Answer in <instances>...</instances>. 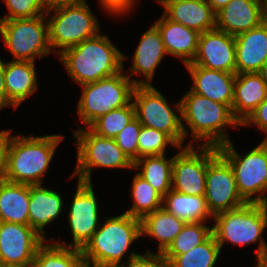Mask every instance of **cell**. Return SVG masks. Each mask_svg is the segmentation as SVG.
Instances as JSON below:
<instances>
[{
	"label": "cell",
	"instance_id": "1",
	"mask_svg": "<svg viewBox=\"0 0 267 267\" xmlns=\"http://www.w3.org/2000/svg\"><path fill=\"white\" fill-rule=\"evenodd\" d=\"M4 149L3 179L20 184H42L63 135L10 136Z\"/></svg>",
	"mask_w": 267,
	"mask_h": 267
},
{
	"label": "cell",
	"instance_id": "2",
	"mask_svg": "<svg viewBox=\"0 0 267 267\" xmlns=\"http://www.w3.org/2000/svg\"><path fill=\"white\" fill-rule=\"evenodd\" d=\"M127 57L100 32L83 42L65 49L59 60L68 75L80 85L97 82L124 70Z\"/></svg>",
	"mask_w": 267,
	"mask_h": 267
},
{
	"label": "cell",
	"instance_id": "3",
	"mask_svg": "<svg viewBox=\"0 0 267 267\" xmlns=\"http://www.w3.org/2000/svg\"><path fill=\"white\" fill-rule=\"evenodd\" d=\"M104 222L81 249L86 266L125 267L140 255L131 251L128 261L122 262L130 245L141 237V220L125 212Z\"/></svg>",
	"mask_w": 267,
	"mask_h": 267
},
{
	"label": "cell",
	"instance_id": "4",
	"mask_svg": "<svg viewBox=\"0 0 267 267\" xmlns=\"http://www.w3.org/2000/svg\"><path fill=\"white\" fill-rule=\"evenodd\" d=\"M180 101L185 139L189 134L187 129L189 127L193 142L204 139L205 142H202V145L219 147L231 141L225 130L227 126L230 125L233 128L241 126L227 104L212 101L194 93L191 89ZM183 121L187 123V127Z\"/></svg>",
	"mask_w": 267,
	"mask_h": 267
},
{
	"label": "cell",
	"instance_id": "5",
	"mask_svg": "<svg viewBox=\"0 0 267 267\" xmlns=\"http://www.w3.org/2000/svg\"><path fill=\"white\" fill-rule=\"evenodd\" d=\"M214 235L220 248L224 243L248 246L259 241L256 259H267V243L262 235L267 227V204L245 203L244 205L213 216Z\"/></svg>",
	"mask_w": 267,
	"mask_h": 267
},
{
	"label": "cell",
	"instance_id": "6",
	"mask_svg": "<svg viewBox=\"0 0 267 267\" xmlns=\"http://www.w3.org/2000/svg\"><path fill=\"white\" fill-rule=\"evenodd\" d=\"M49 44L58 55L100 32L97 18L90 10L87 1L59 2L49 5L48 16ZM57 49V50H55Z\"/></svg>",
	"mask_w": 267,
	"mask_h": 267
},
{
	"label": "cell",
	"instance_id": "7",
	"mask_svg": "<svg viewBox=\"0 0 267 267\" xmlns=\"http://www.w3.org/2000/svg\"><path fill=\"white\" fill-rule=\"evenodd\" d=\"M123 71L94 83L81 85L82 95L78 102L80 120L89 127L99 117L111 110L128 105L133 99L136 85H144L143 80L130 79Z\"/></svg>",
	"mask_w": 267,
	"mask_h": 267
},
{
	"label": "cell",
	"instance_id": "8",
	"mask_svg": "<svg viewBox=\"0 0 267 267\" xmlns=\"http://www.w3.org/2000/svg\"><path fill=\"white\" fill-rule=\"evenodd\" d=\"M217 149L234 171L240 196L247 203L267 204V140L244 156L235 150L231 141Z\"/></svg>",
	"mask_w": 267,
	"mask_h": 267
},
{
	"label": "cell",
	"instance_id": "9",
	"mask_svg": "<svg viewBox=\"0 0 267 267\" xmlns=\"http://www.w3.org/2000/svg\"><path fill=\"white\" fill-rule=\"evenodd\" d=\"M76 138L77 165L71 178L78 176V181L91 183L94 167L134 169V163L119 148L115 139L94 133L89 127L78 128Z\"/></svg>",
	"mask_w": 267,
	"mask_h": 267
},
{
	"label": "cell",
	"instance_id": "10",
	"mask_svg": "<svg viewBox=\"0 0 267 267\" xmlns=\"http://www.w3.org/2000/svg\"><path fill=\"white\" fill-rule=\"evenodd\" d=\"M135 117L141 125L167 134L179 147L183 146L185 135L182 128L181 101L173 111L161 91L151 85H136L132 95Z\"/></svg>",
	"mask_w": 267,
	"mask_h": 267
},
{
	"label": "cell",
	"instance_id": "11",
	"mask_svg": "<svg viewBox=\"0 0 267 267\" xmlns=\"http://www.w3.org/2000/svg\"><path fill=\"white\" fill-rule=\"evenodd\" d=\"M47 15L33 18L0 20V34L14 61L35 62L50 55ZM46 19V20H45Z\"/></svg>",
	"mask_w": 267,
	"mask_h": 267
},
{
	"label": "cell",
	"instance_id": "12",
	"mask_svg": "<svg viewBox=\"0 0 267 267\" xmlns=\"http://www.w3.org/2000/svg\"><path fill=\"white\" fill-rule=\"evenodd\" d=\"M204 197L212 216L247 203L239 194L231 165L215 146H208V167Z\"/></svg>",
	"mask_w": 267,
	"mask_h": 267
},
{
	"label": "cell",
	"instance_id": "13",
	"mask_svg": "<svg viewBox=\"0 0 267 267\" xmlns=\"http://www.w3.org/2000/svg\"><path fill=\"white\" fill-rule=\"evenodd\" d=\"M197 147H200L198 151L194 150L189 142L185 147H179V152L174 155L172 190L188 195H205L208 146Z\"/></svg>",
	"mask_w": 267,
	"mask_h": 267
},
{
	"label": "cell",
	"instance_id": "14",
	"mask_svg": "<svg viewBox=\"0 0 267 267\" xmlns=\"http://www.w3.org/2000/svg\"><path fill=\"white\" fill-rule=\"evenodd\" d=\"M95 196L92 182L78 181L68 213L73 242L67 244L63 241V246L82 249L99 228V207Z\"/></svg>",
	"mask_w": 267,
	"mask_h": 267
},
{
	"label": "cell",
	"instance_id": "15",
	"mask_svg": "<svg viewBox=\"0 0 267 267\" xmlns=\"http://www.w3.org/2000/svg\"><path fill=\"white\" fill-rule=\"evenodd\" d=\"M45 241L30 225L0 222V263L29 267Z\"/></svg>",
	"mask_w": 267,
	"mask_h": 267
},
{
	"label": "cell",
	"instance_id": "16",
	"mask_svg": "<svg viewBox=\"0 0 267 267\" xmlns=\"http://www.w3.org/2000/svg\"><path fill=\"white\" fill-rule=\"evenodd\" d=\"M189 64L236 73L235 36L217 28L201 33L197 54Z\"/></svg>",
	"mask_w": 267,
	"mask_h": 267
},
{
	"label": "cell",
	"instance_id": "17",
	"mask_svg": "<svg viewBox=\"0 0 267 267\" xmlns=\"http://www.w3.org/2000/svg\"><path fill=\"white\" fill-rule=\"evenodd\" d=\"M264 21L263 0H230L216 14V28L237 36Z\"/></svg>",
	"mask_w": 267,
	"mask_h": 267
},
{
	"label": "cell",
	"instance_id": "18",
	"mask_svg": "<svg viewBox=\"0 0 267 267\" xmlns=\"http://www.w3.org/2000/svg\"><path fill=\"white\" fill-rule=\"evenodd\" d=\"M185 66L192 77L191 90L194 93L227 104L232 109L236 73L211 70L195 64Z\"/></svg>",
	"mask_w": 267,
	"mask_h": 267
},
{
	"label": "cell",
	"instance_id": "19",
	"mask_svg": "<svg viewBox=\"0 0 267 267\" xmlns=\"http://www.w3.org/2000/svg\"><path fill=\"white\" fill-rule=\"evenodd\" d=\"M163 15L172 21L203 33L216 28V14L206 0H157Z\"/></svg>",
	"mask_w": 267,
	"mask_h": 267
},
{
	"label": "cell",
	"instance_id": "20",
	"mask_svg": "<svg viewBox=\"0 0 267 267\" xmlns=\"http://www.w3.org/2000/svg\"><path fill=\"white\" fill-rule=\"evenodd\" d=\"M236 74L258 73L267 58V22L235 36Z\"/></svg>",
	"mask_w": 267,
	"mask_h": 267
},
{
	"label": "cell",
	"instance_id": "21",
	"mask_svg": "<svg viewBox=\"0 0 267 267\" xmlns=\"http://www.w3.org/2000/svg\"><path fill=\"white\" fill-rule=\"evenodd\" d=\"M154 24L159 29L167 54L180 58L184 65L192 63L197 54L200 33L167 19L163 14Z\"/></svg>",
	"mask_w": 267,
	"mask_h": 267
},
{
	"label": "cell",
	"instance_id": "22",
	"mask_svg": "<svg viewBox=\"0 0 267 267\" xmlns=\"http://www.w3.org/2000/svg\"><path fill=\"white\" fill-rule=\"evenodd\" d=\"M167 52L162 41L158 27L153 24L145 33L142 34L141 40L133 55L130 72L126 75L130 78L133 73L142 74L146 79L144 85H151L155 75L156 67Z\"/></svg>",
	"mask_w": 267,
	"mask_h": 267
},
{
	"label": "cell",
	"instance_id": "23",
	"mask_svg": "<svg viewBox=\"0 0 267 267\" xmlns=\"http://www.w3.org/2000/svg\"><path fill=\"white\" fill-rule=\"evenodd\" d=\"M43 184L30 185V201L28 207L29 225L45 240L44 227L53 222L63 212L62 196Z\"/></svg>",
	"mask_w": 267,
	"mask_h": 267
},
{
	"label": "cell",
	"instance_id": "24",
	"mask_svg": "<svg viewBox=\"0 0 267 267\" xmlns=\"http://www.w3.org/2000/svg\"><path fill=\"white\" fill-rule=\"evenodd\" d=\"M267 98V88L258 73L236 74L232 113L240 124Z\"/></svg>",
	"mask_w": 267,
	"mask_h": 267
},
{
	"label": "cell",
	"instance_id": "25",
	"mask_svg": "<svg viewBox=\"0 0 267 267\" xmlns=\"http://www.w3.org/2000/svg\"><path fill=\"white\" fill-rule=\"evenodd\" d=\"M35 62H4V83L8 100L14 108L20 107L38 88Z\"/></svg>",
	"mask_w": 267,
	"mask_h": 267
},
{
	"label": "cell",
	"instance_id": "26",
	"mask_svg": "<svg viewBox=\"0 0 267 267\" xmlns=\"http://www.w3.org/2000/svg\"><path fill=\"white\" fill-rule=\"evenodd\" d=\"M30 185L0 179V222L29 225Z\"/></svg>",
	"mask_w": 267,
	"mask_h": 267
},
{
	"label": "cell",
	"instance_id": "27",
	"mask_svg": "<svg viewBox=\"0 0 267 267\" xmlns=\"http://www.w3.org/2000/svg\"><path fill=\"white\" fill-rule=\"evenodd\" d=\"M186 222L168 212L164 207L141 219V236L156 238L158 252L163 253L181 232Z\"/></svg>",
	"mask_w": 267,
	"mask_h": 267
},
{
	"label": "cell",
	"instance_id": "28",
	"mask_svg": "<svg viewBox=\"0 0 267 267\" xmlns=\"http://www.w3.org/2000/svg\"><path fill=\"white\" fill-rule=\"evenodd\" d=\"M163 207L179 219L187 222H206L213 216L204 196L188 195L170 190L163 197Z\"/></svg>",
	"mask_w": 267,
	"mask_h": 267
},
{
	"label": "cell",
	"instance_id": "29",
	"mask_svg": "<svg viewBox=\"0 0 267 267\" xmlns=\"http://www.w3.org/2000/svg\"><path fill=\"white\" fill-rule=\"evenodd\" d=\"M173 161L174 156L167 159L164 154L144 156L134 163V169H141L137 173L164 197L172 189Z\"/></svg>",
	"mask_w": 267,
	"mask_h": 267
},
{
	"label": "cell",
	"instance_id": "30",
	"mask_svg": "<svg viewBox=\"0 0 267 267\" xmlns=\"http://www.w3.org/2000/svg\"><path fill=\"white\" fill-rule=\"evenodd\" d=\"M54 241L53 245L44 242L38 248L29 267H87L81 249Z\"/></svg>",
	"mask_w": 267,
	"mask_h": 267
},
{
	"label": "cell",
	"instance_id": "31",
	"mask_svg": "<svg viewBox=\"0 0 267 267\" xmlns=\"http://www.w3.org/2000/svg\"><path fill=\"white\" fill-rule=\"evenodd\" d=\"M131 192L133 205L126 213L132 217L141 220L147 214L163 207V197L138 173L133 177Z\"/></svg>",
	"mask_w": 267,
	"mask_h": 267
},
{
	"label": "cell",
	"instance_id": "32",
	"mask_svg": "<svg viewBox=\"0 0 267 267\" xmlns=\"http://www.w3.org/2000/svg\"><path fill=\"white\" fill-rule=\"evenodd\" d=\"M212 235V226L205 222H187L169 247L162 253L170 262L176 255L186 253L200 245Z\"/></svg>",
	"mask_w": 267,
	"mask_h": 267
},
{
	"label": "cell",
	"instance_id": "33",
	"mask_svg": "<svg viewBox=\"0 0 267 267\" xmlns=\"http://www.w3.org/2000/svg\"><path fill=\"white\" fill-rule=\"evenodd\" d=\"M221 248L212 234L206 241L183 254L176 255L170 267H214Z\"/></svg>",
	"mask_w": 267,
	"mask_h": 267
},
{
	"label": "cell",
	"instance_id": "34",
	"mask_svg": "<svg viewBox=\"0 0 267 267\" xmlns=\"http://www.w3.org/2000/svg\"><path fill=\"white\" fill-rule=\"evenodd\" d=\"M134 118L135 107L131 101L128 105L99 117L89 128L100 136L114 139Z\"/></svg>",
	"mask_w": 267,
	"mask_h": 267
},
{
	"label": "cell",
	"instance_id": "35",
	"mask_svg": "<svg viewBox=\"0 0 267 267\" xmlns=\"http://www.w3.org/2000/svg\"><path fill=\"white\" fill-rule=\"evenodd\" d=\"M169 144L178 147L164 132L142 125L138 141V159L144 156L163 155Z\"/></svg>",
	"mask_w": 267,
	"mask_h": 267
},
{
	"label": "cell",
	"instance_id": "36",
	"mask_svg": "<svg viewBox=\"0 0 267 267\" xmlns=\"http://www.w3.org/2000/svg\"><path fill=\"white\" fill-rule=\"evenodd\" d=\"M8 14L0 20L33 18L46 14L49 4L47 0H4Z\"/></svg>",
	"mask_w": 267,
	"mask_h": 267
},
{
	"label": "cell",
	"instance_id": "37",
	"mask_svg": "<svg viewBox=\"0 0 267 267\" xmlns=\"http://www.w3.org/2000/svg\"><path fill=\"white\" fill-rule=\"evenodd\" d=\"M141 128V123L135 117L114 138L119 148L127 155V157L133 163L138 160V141Z\"/></svg>",
	"mask_w": 267,
	"mask_h": 267
},
{
	"label": "cell",
	"instance_id": "38",
	"mask_svg": "<svg viewBox=\"0 0 267 267\" xmlns=\"http://www.w3.org/2000/svg\"><path fill=\"white\" fill-rule=\"evenodd\" d=\"M125 267H170V265L162 253L154 254L148 249L145 254L132 259Z\"/></svg>",
	"mask_w": 267,
	"mask_h": 267
},
{
	"label": "cell",
	"instance_id": "39",
	"mask_svg": "<svg viewBox=\"0 0 267 267\" xmlns=\"http://www.w3.org/2000/svg\"><path fill=\"white\" fill-rule=\"evenodd\" d=\"M253 124L267 134V98L241 123L247 126ZM264 140H267V136Z\"/></svg>",
	"mask_w": 267,
	"mask_h": 267
},
{
	"label": "cell",
	"instance_id": "40",
	"mask_svg": "<svg viewBox=\"0 0 267 267\" xmlns=\"http://www.w3.org/2000/svg\"><path fill=\"white\" fill-rule=\"evenodd\" d=\"M7 106L14 105L8 100L4 83V62L0 59V110Z\"/></svg>",
	"mask_w": 267,
	"mask_h": 267
},
{
	"label": "cell",
	"instance_id": "41",
	"mask_svg": "<svg viewBox=\"0 0 267 267\" xmlns=\"http://www.w3.org/2000/svg\"><path fill=\"white\" fill-rule=\"evenodd\" d=\"M103 9L111 14H115L127 0H99Z\"/></svg>",
	"mask_w": 267,
	"mask_h": 267
},
{
	"label": "cell",
	"instance_id": "42",
	"mask_svg": "<svg viewBox=\"0 0 267 267\" xmlns=\"http://www.w3.org/2000/svg\"><path fill=\"white\" fill-rule=\"evenodd\" d=\"M9 130L0 131V179L3 177L4 173V149L7 141Z\"/></svg>",
	"mask_w": 267,
	"mask_h": 267
},
{
	"label": "cell",
	"instance_id": "43",
	"mask_svg": "<svg viewBox=\"0 0 267 267\" xmlns=\"http://www.w3.org/2000/svg\"><path fill=\"white\" fill-rule=\"evenodd\" d=\"M207 3L211 6L213 12L217 14L221 9L228 4L230 0H206Z\"/></svg>",
	"mask_w": 267,
	"mask_h": 267
},
{
	"label": "cell",
	"instance_id": "44",
	"mask_svg": "<svg viewBox=\"0 0 267 267\" xmlns=\"http://www.w3.org/2000/svg\"><path fill=\"white\" fill-rule=\"evenodd\" d=\"M136 5L135 0H127V2L114 14L120 16L121 14L124 15L126 12L128 13L134 6Z\"/></svg>",
	"mask_w": 267,
	"mask_h": 267
},
{
	"label": "cell",
	"instance_id": "45",
	"mask_svg": "<svg viewBox=\"0 0 267 267\" xmlns=\"http://www.w3.org/2000/svg\"><path fill=\"white\" fill-rule=\"evenodd\" d=\"M258 74L261 76V78H262V80L265 83L266 88H267V58L265 59V62L263 63Z\"/></svg>",
	"mask_w": 267,
	"mask_h": 267
},
{
	"label": "cell",
	"instance_id": "46",
	"mask_svg": "<svg viewBox=\"0 0 267 267\" xmlns=\"http://www.w3.org/2000/svg\"><path fill=\"white\" fill-rule=\"evenodd\" d=\"M255 267H267V259H257V266Z\"/></svg>",
	"mask_w": 267,
	"mask_h": 267
},
{
	"label": "cell",
	"instance_id": "47",
	"mask_svg": "<svg viewBox=\"0 0 267 267\" xmlns=\"http://www.w3.org/2000/svg\"><path fill=\"white\" fill-rule=\"evenodd\" d=\"M71 1H83V0H47L49 5L59 2H71Z\"/></svg>",
	"mask_w": 267,
	"mask_h": 267
},
{
	"label": "cell",
	"instance_id": "48",
	"mask_svg": "<svg viewBox=\"0 0 267 267\" xmlns=\"http://www.w3.org/2000/svg\"><path fill=\"white\" fill-rule=\"evenodd\" d=\"M264 3V21L267 22V0H263Z\"/></svg>",
	"mask_w": 267,
	"mask_h": 267
},
{
	"label": "cell",
	"instance_id": "49",
	"mask_svg": "<svg viewBox=\"0 0 267 267\" xmlns=\"http://www.w3.org/2000/svg\"><path fill=\"white\" fill-rule=\"evenodd\" d=\"M0 267H12V266H8V265L1 264V263H0Z\"/></svg>",
	"mask_w": 267,
	"mask_h": 267
}]
</instances>
